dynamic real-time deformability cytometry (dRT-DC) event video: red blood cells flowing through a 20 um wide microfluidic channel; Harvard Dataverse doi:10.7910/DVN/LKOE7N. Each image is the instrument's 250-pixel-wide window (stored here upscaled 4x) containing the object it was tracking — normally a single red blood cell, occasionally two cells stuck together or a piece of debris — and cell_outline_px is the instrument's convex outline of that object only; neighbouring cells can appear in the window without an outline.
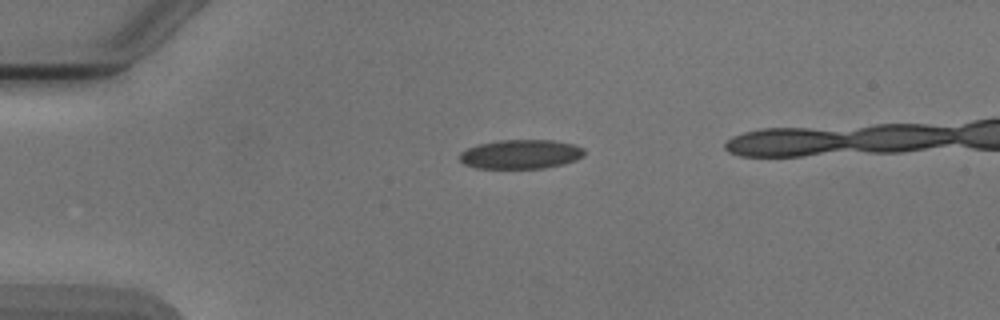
{"species": "Egyptian fruit bat (a non-hibernating species)", "species_latin": "Rousettus aegyptiacus", "temperature_condition": "cold", "stored_images_in_passage": 2, "camera_frame_rate_fps": 3000, "um_per_image_px": 0.085, "animal": {"sex": "male"}, "frame": {"image": 1, "passage_image": 2, "time_ms": 2.0, "image_size_px": [1000, 320], "cell_outline_px": [[584, 156], [576, 160], [564, 164], [544, 168], [476, 168], [464, 164], [460, 160], [460, 152], [468, 148], [480, 144], [500, 140], [552, 140], [572, 144], [584, 148]], "centroid_in_image_um": [44.28, 13.11], "position_along_channel_um": 40.7, "area_um2": 21.15}}